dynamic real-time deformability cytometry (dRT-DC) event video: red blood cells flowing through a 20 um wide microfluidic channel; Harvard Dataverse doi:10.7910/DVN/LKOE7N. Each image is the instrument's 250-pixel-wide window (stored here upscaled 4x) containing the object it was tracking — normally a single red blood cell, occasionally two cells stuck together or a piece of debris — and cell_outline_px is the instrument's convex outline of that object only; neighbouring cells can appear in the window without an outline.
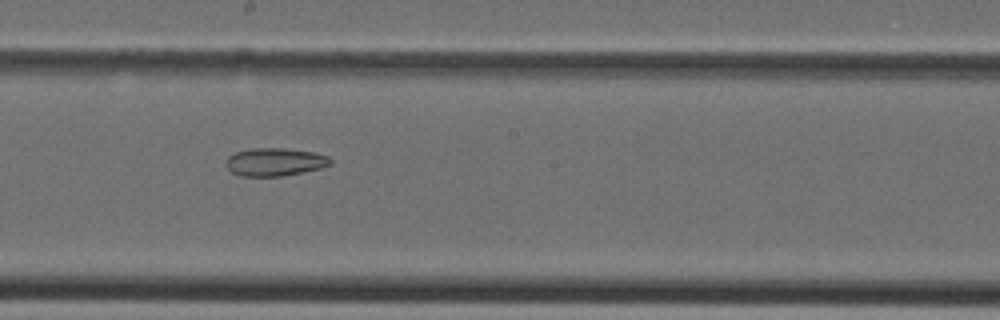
{"species": "Egyptian fruit bat (a non-hibernating species)", "species_latin": "Rousettus aegyptiacus", "temperature_condition": "cold", "stored_images_in_passage": 34, "camera_frame_rate_fps": 3000, "um_per_image_px": 0.085, "animal": {"sex": "female"}, "frame": {"image": 1, "passage_image": 21, "time_ms": 6.667, "image_size_px": [1000, 320], "cell_outline_px": [[332, 164], [320, 168], [280, 176], [240, 176], [232, 172], [224, 164], [228, 156], [236, 152], [252, 148], [284, 148], [312, 152], [328, 156], [332, 160]], "centroid_in_image_um": [23.34, 13.76], "position_along_channel_um": 224.9, "area_um2": 16.94}}
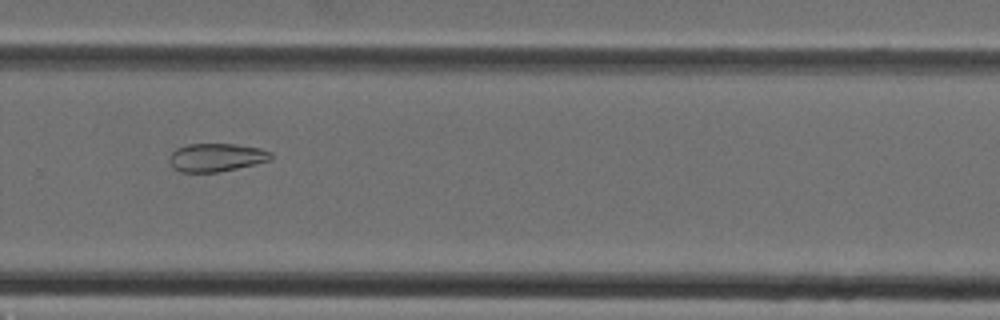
{"frame": {"image": 2, "passage_image": 26, "time_ms": 8.333, "image_size_px": [1000, 320], "cell_outline_px": [[272, 160], [256, 164], [216, 172], [180, 172], [172, 168], [168, 160], [168, 156], [176, 148], [188, 144], [236, 144], [260, 148], [272, 152]], "centroid_in_image_um": [18.36, 13.38], "position_along_channel_um": 311.4, "area_um2": 16.88}}
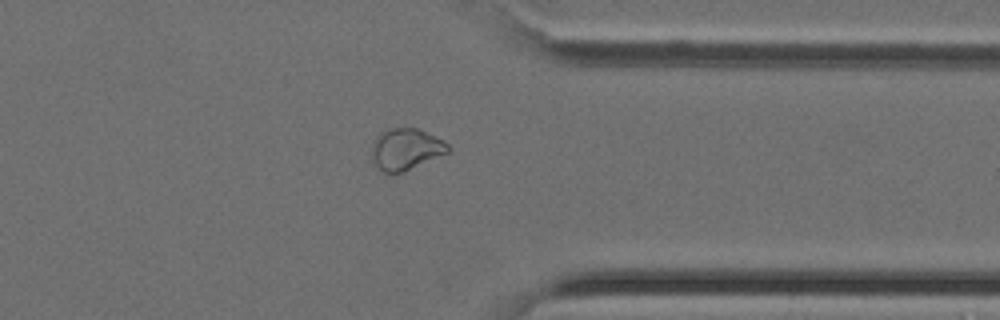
{"frame": {"image": 3, "passage_image": 30, "time_ms": 9.667, "image_size_px": [1000, 320], "cell_outline_px": [[452, 148], [448, 152], [404, 172], [392, 176], [384, 172], [372, 160], [372, 148], [376, 136], [380, 132], [388, 128], [416, 128], [444, 140]], "centroid_in_image_um": [34.49, 12.69], "position_along_channel_um": 376.9, "area_um2": 18.55}}